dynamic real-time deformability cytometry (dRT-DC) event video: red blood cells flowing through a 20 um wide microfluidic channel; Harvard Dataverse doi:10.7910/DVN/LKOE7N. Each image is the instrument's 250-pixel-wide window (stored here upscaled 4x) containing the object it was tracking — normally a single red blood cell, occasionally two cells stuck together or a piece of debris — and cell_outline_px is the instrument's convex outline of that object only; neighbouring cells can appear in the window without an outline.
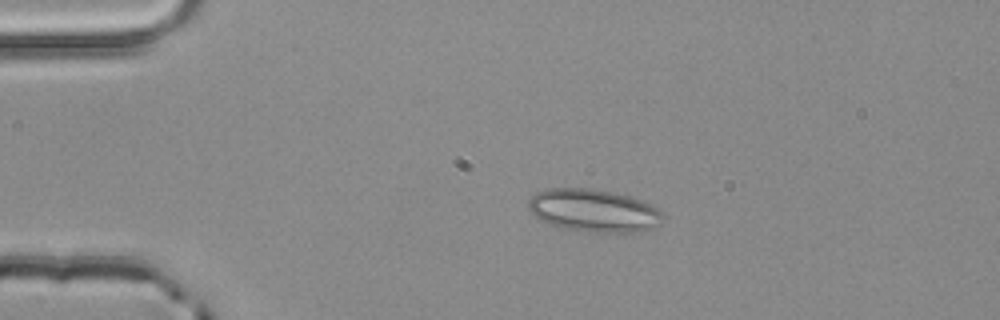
{"species": "common noctule bat (a hibernating species)", "species_latin": "Nyctalus noctula", "temperature_condition": "room temperature", "stored_images_in_passage": 4, "camera_frame_rate_fps": 3000, "um_per_image_px": 0.085, "animal": {"sex": "male", "body_mass_g": 20.4}, "frame": {"image": 1, "passage_image": 2, "time_ms": 0.333, "image_size_px": [1000, 320], "cell_outline_px": [[664, 216], [660, 224], [652, 228], [632, 232], [604, 236], [564, 228], [540, 220], [532, 216], [528, 208], [528, 200], [536, 192], [548, 188], [588, 188], [612, 192], [644, 200], [652, 204]], "centroid_in_image_um": [50.46, 17.93], "position_along_channel_um": 34.5, "area_um2": 34.33}}
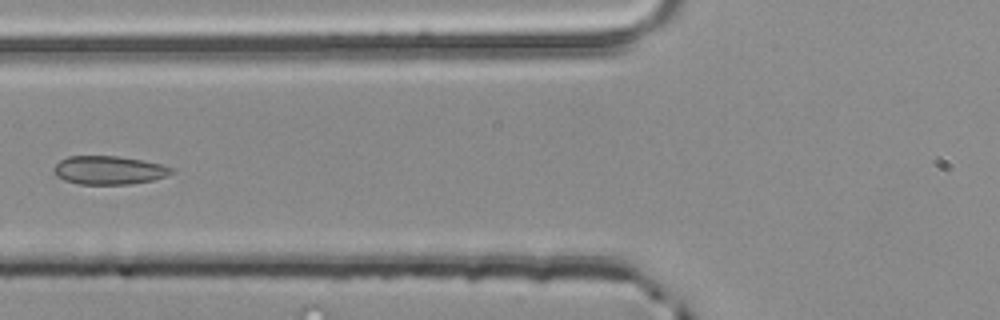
{"frame": {"image": 2, "passage_image": 4, "time_ms": 1.0, "image_size_px": [1000, 320], "cell_outline_px": [[176, 172], [168, 176], [152, 180], [128, 184], [80, 184], [64, 180], [56, 176], [52, 168], [60, 160], [68, 156], [120, 156], [160, 164], [176, 168]], "centroid_in_image_um": [9.28, 14.46], "position_along_channel_um": 116.5, "area_um2": 19.65}}